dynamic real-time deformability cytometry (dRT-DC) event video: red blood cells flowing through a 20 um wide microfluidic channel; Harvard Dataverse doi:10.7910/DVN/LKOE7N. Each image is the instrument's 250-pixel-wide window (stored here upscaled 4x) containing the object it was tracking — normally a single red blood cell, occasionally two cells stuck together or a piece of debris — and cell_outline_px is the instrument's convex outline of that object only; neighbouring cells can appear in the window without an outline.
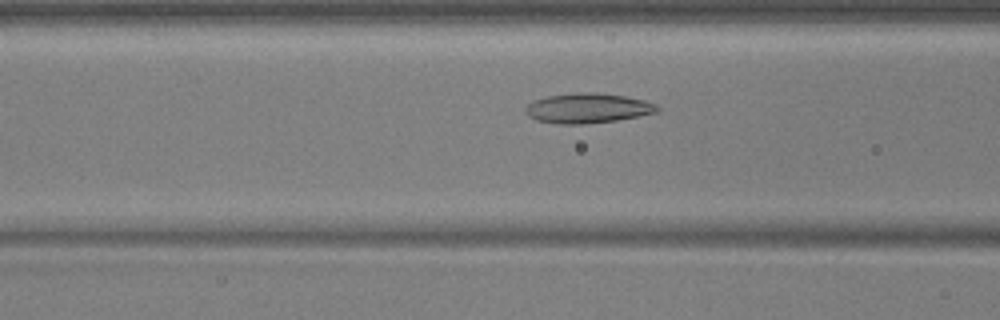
{"species": "common noctule bat (a hibernating species)", "species_latin": "Nyctalus noctula", "temperature_condition": "warm", "stored_images_in_passage": 51, "camera_frame_rate_fps": 3000, "um_per_image_px": 0.085, "animal": {"sex": "male", "body_mass_g": 17.9, "forearm_length_mm": 54.2}, "frame": {"image": 1, "passage_image": 19, "time_ms": 6.0, "image_size_px": [1000, 320], "cell_outline_px": [[660, 112], [616, 120], [584, 124], [556, 124], [536, 120], [528, 116], [524, 112], [524, 108], [532, 100], [548, 96], [576, 92], [596, 92], [624, 96], [644, 100], [656, 104], [660, 108]], "centroid_in_image_um": [49.93, 9.19], "position_along_channel_um": 116.7, "area_um2": 23.18}}
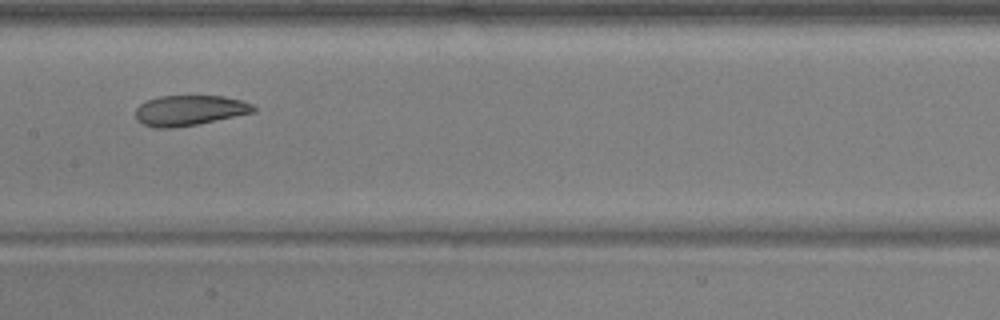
{"frame": {"image": 2, "passage_image": 25, "time_ms": 8.0, "image_size_px": [1000, 320], "cell_outline_px": [[256, 112], [196, 124], [168, 128], [156, 128], [144, 124], [136, 120], [136, 108], [144, 100], [160, 96], [224, 96], [240, 100], [252, 104], [256, 108]], "centroid_in_image_um": [16.09, 9.37], "position_along_channel_um": 191.3, "area_um2": 20.75}}
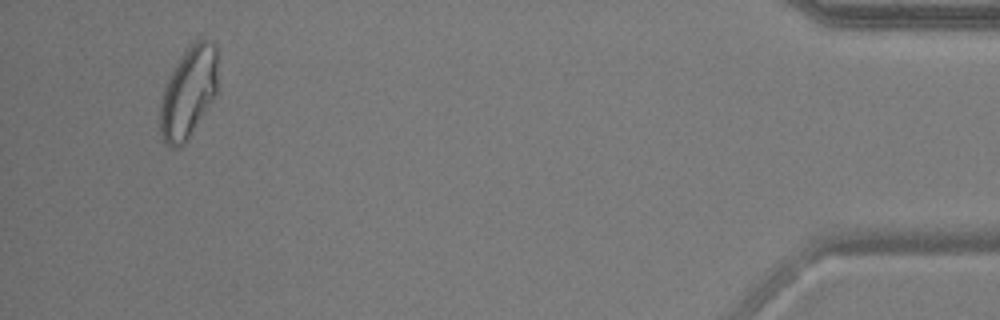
{"frame": {"image": 3, "passage_image": 49, "time_ms": 16.0, "image_size_px": [1000, 320], "cell_outline_px": [[216, 92], [212, 100], [184, 144], [180, 148], [172, 148], [164, 144], [160, 132], [160, 100], [164, 88], [180, 56], [200, 36], [204, 36], [212, 40], [216, 48]], "centroid_in_image_um": [16.0, 7.84], "position_along_channel_um": 419.2, "area_um2": 30.46}, "authors_computed_cell_mechanics": {"area_um2": 23.7558, "velocity_mm_per_s": 3.7233, "shape_relaxation_time_tau1_ms": null, "shape_relaxation_time_tau2_ms": 2.0994, "deformation_change_tau1": null, "deformation_change_tau2": 0.077}}